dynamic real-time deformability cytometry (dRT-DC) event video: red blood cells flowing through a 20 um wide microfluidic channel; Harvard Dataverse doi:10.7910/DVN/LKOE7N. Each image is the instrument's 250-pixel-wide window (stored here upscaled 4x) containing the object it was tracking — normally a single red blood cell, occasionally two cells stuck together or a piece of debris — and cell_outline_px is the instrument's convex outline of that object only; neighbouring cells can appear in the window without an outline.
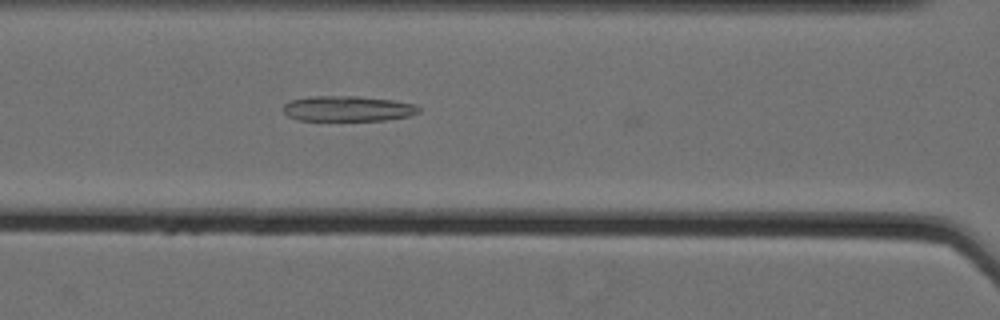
{"species": "Egyptian fruit bat (a non-hibernating species)", "species_latin": "Rousettus aegyptiacus", "temperature_condition": "cold", "stored_images_in_passage": 33, "camera_frame_rate_fps": 3000, "um_per_image_px": 0.085, "animal": {"sex": "female"}, "frame": {"image": 1, "passage_image": 8, "time_ms": 2.333, "image_size_px": [1000, 320], "cell_outline_px": [[420, 112], [408, 116], [384, 120], [296, 120], [288, 116], [284, 112], [284, 104], [292, 100], [308, 96], [356, 96], [392, 100], [412, 104], [420, 108]], "centroid_in_image_um": [29.53, 9.23], "position_along_channel_um": 137.1, "area_um2": 19.88}}
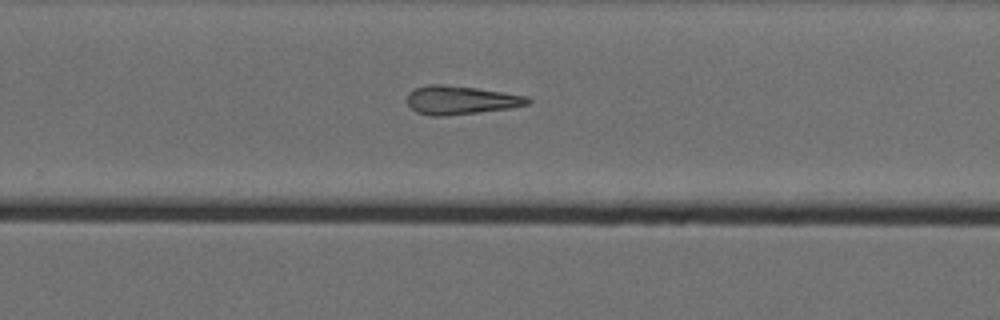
{"frame": {"image": 2, "passage_image": 21, "time_ms": 6.667, "image_size_px": [1000, 320], "cell_outline_px": [[532, 100], [528, 104], [512, 108], [444, 116], [432, 116], [416, 112], [408, 104], [408, 92], [416, 88], [428, 84], [444, 84], [476, 88], [504, 92], [528, 96]], "centroid_in_image_um": [39.18, 8.5], "position_along_channel_um": 290.6, "area_um2": 20.11}}
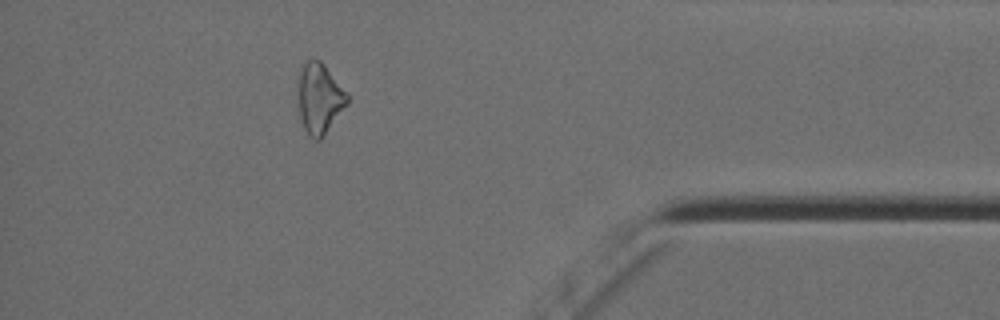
{"frame": {"image": 3, "passage_image": 33, "time_ms": 10.667, "image_size_px": [1000, 320], "cell_outline_px": [[348, 104], [324, 136], [320, 140], [312, 140], [308, 136], [300, 120], [296, 96], [300, 72], [304, 64], [312, 56], [320, 60], [324, 64], [348, 92]], "centroid_in_image_um": [27.14, 8.38], "position_along_channel_um": 408.1, "area_um2": 20.87}}